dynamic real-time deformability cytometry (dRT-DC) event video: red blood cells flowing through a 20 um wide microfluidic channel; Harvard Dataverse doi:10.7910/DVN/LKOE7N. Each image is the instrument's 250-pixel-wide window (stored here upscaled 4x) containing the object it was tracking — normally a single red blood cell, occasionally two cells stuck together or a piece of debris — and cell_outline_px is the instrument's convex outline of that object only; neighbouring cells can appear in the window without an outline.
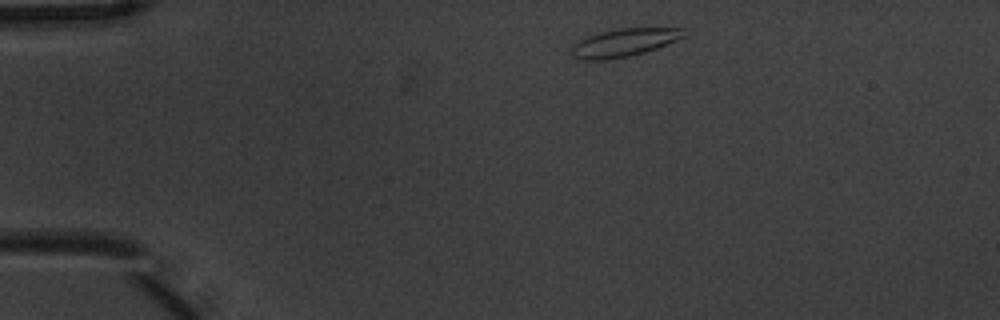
{"species": "common noctule bat (a hibernating species)", "species_latin": "Nyctalus noctula", "temperature_condition": "warm", "stored_images_in_passage": 2, "camera_frame_rate_fps": 3000, "um_per_image_px": 0.085, "animal": {"sex": "male", "body_mass_g": 20.1, "forearm_length_mm": 53.5}, "frame": {"image": 1, "passage_image": 1, "time_ms": 0.0, "image_size_px": [1000, 320], "cell_outline_px": [[688, 36], [656, 48], [644, 52], [628, 56], [604, 60], [584, 60], [572, 56], [572, 44], [576, 40], [600, 32], [620, 28], [684, 28]], "centroid_in_image_um": [53.05, 3.61], "position_along_channel_um": 31.9, "area_um2": 18.38}}